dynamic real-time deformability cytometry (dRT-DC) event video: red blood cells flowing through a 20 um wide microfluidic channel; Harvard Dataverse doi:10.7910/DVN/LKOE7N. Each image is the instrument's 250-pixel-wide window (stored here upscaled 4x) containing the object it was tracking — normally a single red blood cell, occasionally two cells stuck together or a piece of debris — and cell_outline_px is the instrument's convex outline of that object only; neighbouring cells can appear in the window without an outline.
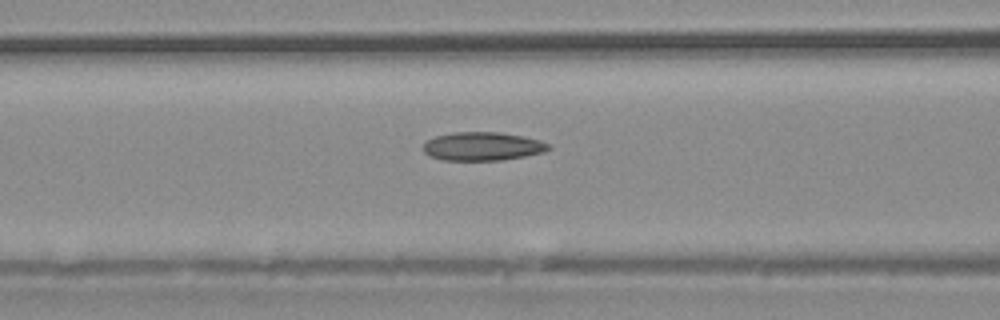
{"species": "common noctule bat (a hibernating species)", "species_latin": "Nyctalus noctula", "temperature_condition": "warm", "stored_images_in_passage": 26, "camera_frame_rate_fps": 3000, "um_per_image_px": 0.085, "animal": {"sex": "male", "body_mass_g": 20.4}, "frame": {"image": 1, "passage_image": 7, "time_ms": 2.0, "image_size_px": [1000, 320], "cell_outline_px": [[552, 148], [544, 152], [524, 156], [500, 160], [444, 160], [428, 156], [424, 152], [424, 144], [428, 140], [436, 136], [452, 132], [500, 132], [540, 140], [548, 144]], "centroid_in_image_um": [41.0, 12.44], "position_along_channel_um": 125.6, "area_um2": 20.69}}
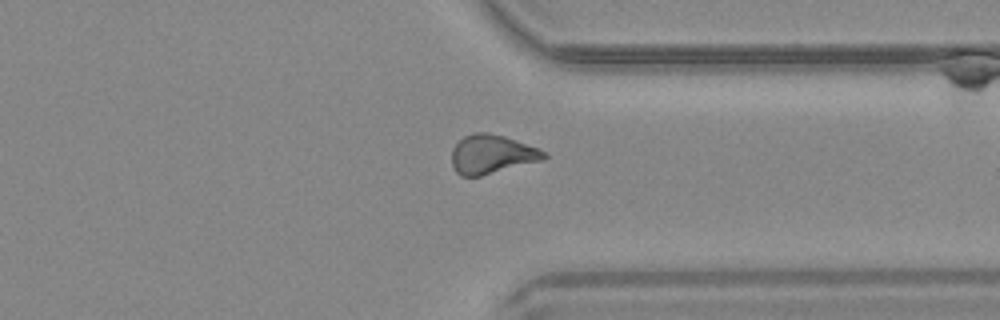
{"frame": {"image": 2, "passage_image": 21, "time_ms": 6.667, "image_size_px": [1000, 320], "cell_outline_px": [[548, 156], [544, 160], [480, 176], [460, 176], [456, 172], [452, 164], [452, 148], [464, 136], [476, 132], [488, 132], [504, 136], [540, 148], [548, 152]], "centroid_in_image_um": [41.84, 13.11], "position_along_channel_um": 369.6, "area_um2": 21.1}}
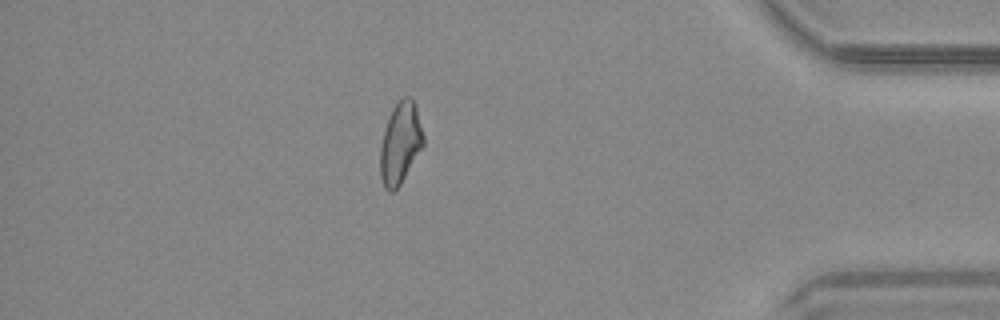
{"frame": {"image": 3, "passage_image": 25, "time_ms": 8.0, "image_size_px": [1000, 320], "cell_outline_px": [[424, 144], [400, 184], [392, 192], [388, 192], [384, 188], [380, 176], [380, 148], [388, 116], [392, 108], [400, 96], [408, 96], [416, 104], [424, 136]], "centroid_in_image_um": [34.02, 12.13], "position_along_channel_um": 401.2, "area_um2": 20.58}}